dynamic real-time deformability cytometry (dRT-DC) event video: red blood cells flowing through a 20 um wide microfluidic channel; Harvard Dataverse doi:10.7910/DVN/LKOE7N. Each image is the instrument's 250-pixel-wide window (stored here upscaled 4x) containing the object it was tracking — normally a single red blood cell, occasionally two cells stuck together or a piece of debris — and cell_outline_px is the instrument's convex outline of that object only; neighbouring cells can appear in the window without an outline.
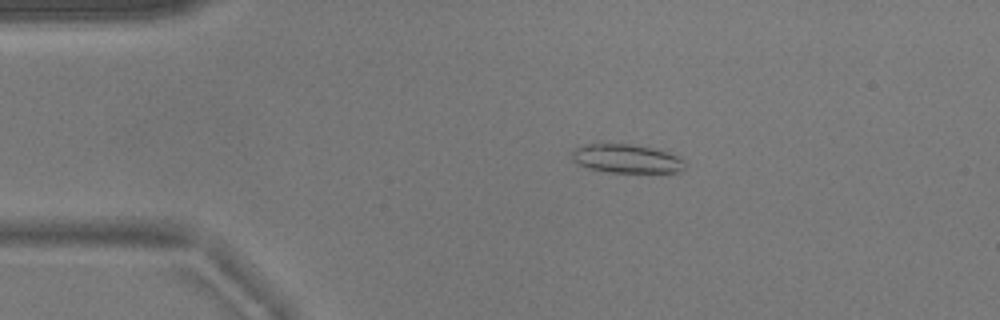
{"species": "common noctule bat (a hibernating species)", "species_latin": "Nyctalus noctula", "temperature_condition": "warm", "stored_images_in_passage": 52, "camera_frame_rate_fps": 3000, "um_per_image_px": 0.085, "animal": {"sex": "male", "body_mass_g": 17.9}, "frame": {"image": 1, "passage_image": 10, "time_ms": 3.0, "image_size_px": [1000, 320], "cell_outline_px": [[684, 168], [680, 172], [608, 172], [588, 168], [572, 160], [572, 152], [576, 148], [584, 144], [628, 144], [652, 148], [668, 152], [680, 156], [684, 160]], "centroid_in_image_um": [53.27, 13.49], "position_along_channel_um": 31.7, "area_um2": 18.79}}
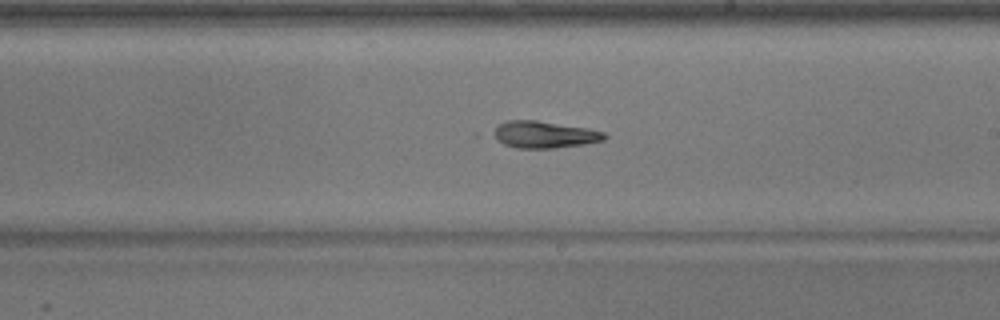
{"frame": {"image": 2, "passage_image": 30, "time_ms": 9.667, "image_size_px": [1000, 320], "cell_outline_px": [[608, 136], [604, 140], [584, 144], [552, 148], [516, 148], [504, 144], [488, 136], [488, 132], [500, 124], [508, 120], [536, 120], [588, 128], [604, 132]], "centroid_in_image_um": [46.18, 11.43], "position_along_channel_um": 242.8, "area_um2": 17.69}}
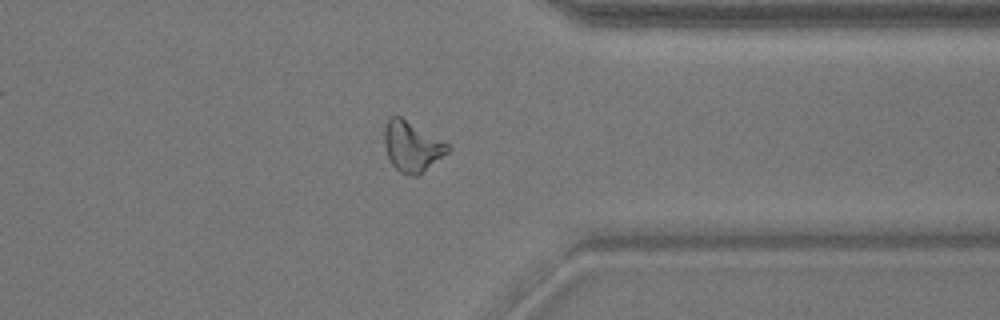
{"frame": {"image": 3, "passage_image": 41, "time_ms": 13.333, "image_size_px": [1000, 320], "cell_outline_px": [[452, 148], [448, 152], [416, 176], [408, 176], [400, 172], [392, 164], [388, 156], [384, 140], [384, 124], [392, 116], [400, 116], [444, 140]], "centroid_in_image_um": [35.02, 12.43], "position_along_channel_um": 376.4, "area_um2": 18.44}}